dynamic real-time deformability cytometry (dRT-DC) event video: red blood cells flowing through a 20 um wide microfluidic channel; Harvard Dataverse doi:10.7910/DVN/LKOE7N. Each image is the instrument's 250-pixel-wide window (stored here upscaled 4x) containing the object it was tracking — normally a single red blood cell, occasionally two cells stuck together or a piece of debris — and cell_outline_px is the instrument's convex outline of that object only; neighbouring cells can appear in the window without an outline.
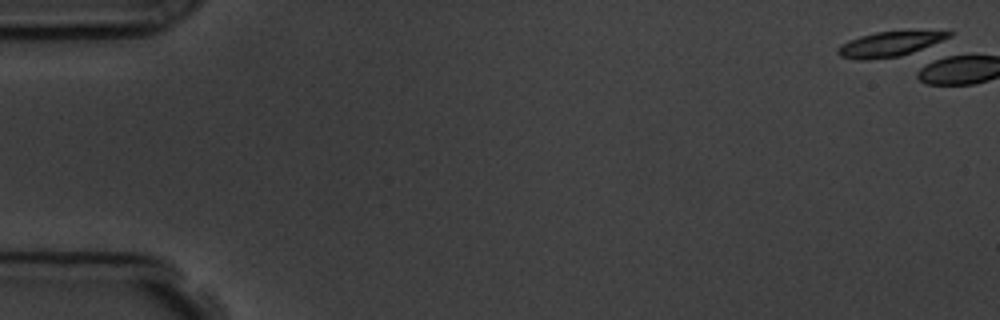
{"species": "common noctule bat (a hibernating species)", "species_latin": "Nyctalus noctula", "temperature_condition": "room temperature", "stored_images_in_passage": 6, "camera_frame_rate_fps": 3000, "um_per_image_px": 0.085, "animal": {"sex": "male", "body_mass_g": 19.5, "forearm_length_mm": 54.6}, "frame": {"image": 1, "passage_image": 1, "time_ms": 0.0, "image_size_px": [1000, 320], "cell_outline_px": [[952, 36], [912, 52], [900, 56], [868, 60], [856, 60], [840, 56], [836, 52], [836, 48], [840, 44], [848, 40], [860, 36], [876, 32], [952, 32]], "centroid_in_image_um": [75.48, 3.78], "position_along_channel_um": 9.5, "area_um2": 15.72}}